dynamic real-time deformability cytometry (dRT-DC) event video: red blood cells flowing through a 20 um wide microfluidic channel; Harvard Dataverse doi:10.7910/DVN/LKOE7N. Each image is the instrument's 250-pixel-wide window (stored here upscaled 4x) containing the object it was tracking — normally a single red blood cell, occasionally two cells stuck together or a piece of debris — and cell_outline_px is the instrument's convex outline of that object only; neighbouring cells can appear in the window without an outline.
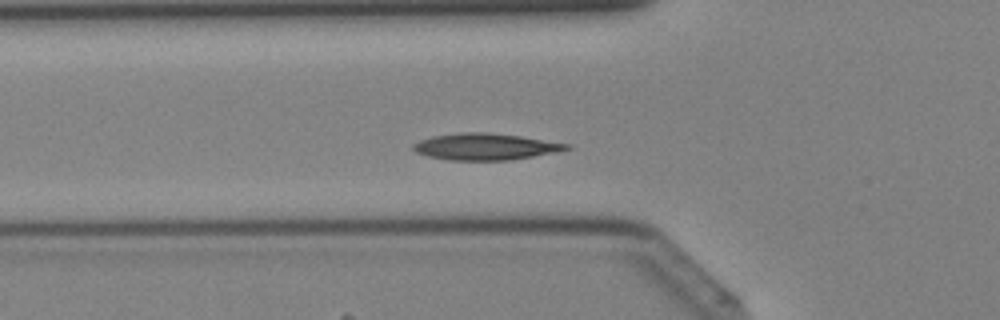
{"species": "Egyptian fruit bat (a non-hibernating species)", "species_latin": "Rousettus aegyptiacus", "temperature_condition": "cold", "stored_images_in_passage": 40, "camera_frame_rate_fps": 3000, "um_per_image_px": 0.085, "animal": {"sex": "female"}, "frame": {"image": 1, "passage_image": 13, "time_ms": 4.0, "image_size_px": [1000, 320], "cell_outline_px": [[572, 148], [560, 152], [508, 160], [448, 160], [428, 156], [416, 152], [412, 148], [412, 144], [420, 140], [432, 136], [460, 132], [484, 132], [520, 136], [572, 144]], "centroid_in_image_um": [41.29, 12.46], "position_along_channel_um": 84.5, "area_um2": 23.87}}
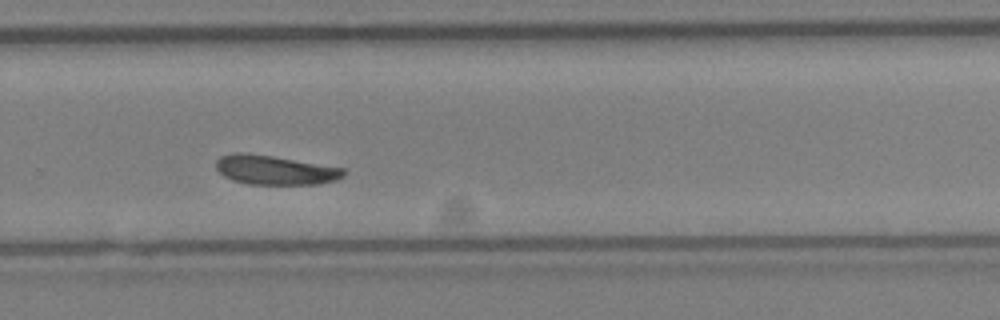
{"frame": {"image": 2, "passage_image": 27, "time_ms": 8.667, "image_size_px": [1000, 320], "cell_outline_px": [[348, 172], [344, 176], [336, 180], [316, 184], [248, 184], [232, 180], [224, 176], [216, 168], [216, 160], [220, 156], [232, 152], [248, 152], [344, 168]], "centroid_in_image_um": [23.35, 14.44], "position_along_channel_um": 306.4, "area_um2": 21.91}}
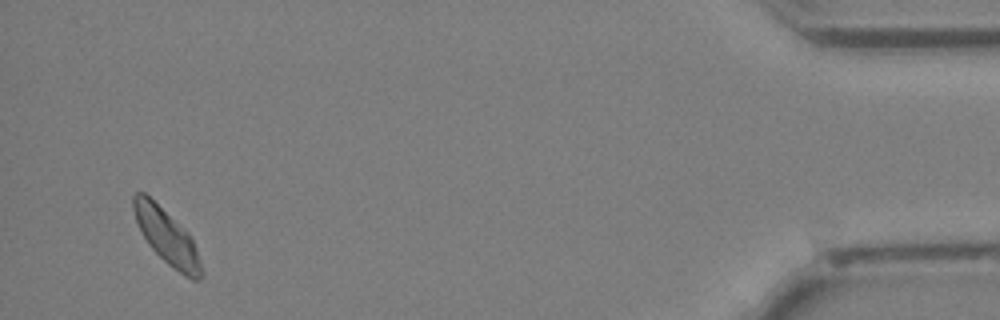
{"frame": {"image": 3, "passage_image": 39, "time_ms": 12.667, "image_size_px": [1000, 320], "cell_outline_px": [[204, 276], [200, 280], [192, 280], [184, 276], [168, 264], [148, 244], [136, 220], [132, 208], [132, 196], [136, 192], [144, 192], [188, 232], [196, 248]], "centroid_in_image_um": [14.19, 20.14], "position_along_channel_um": 421.0, "area_um2": 21.39}}